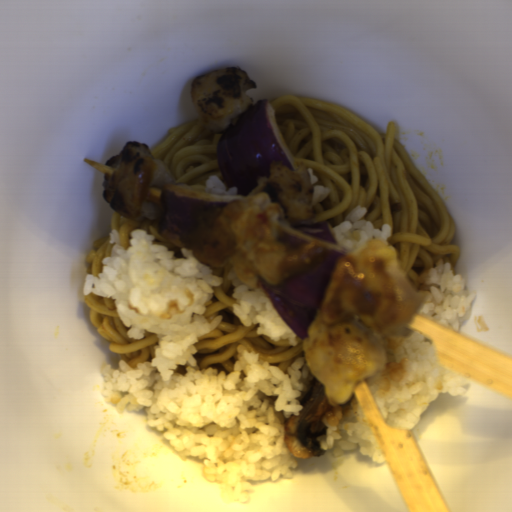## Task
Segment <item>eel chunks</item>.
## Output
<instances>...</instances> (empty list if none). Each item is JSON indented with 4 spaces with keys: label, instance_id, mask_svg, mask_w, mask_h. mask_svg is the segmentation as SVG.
Listing matches in <instances>:
<instances>
[{
    "label": "eel chunks",
    "instance_id": "obj_1",
    "mask_svg": "<svg viewBox=\"0 0 512 512\" xmlns=\"http://www.w3.org/2000/svg\"><path fill=\"white\" fill-rule=\"evenodd\" d=\"M302 410L286 420L284 434L286 448L295 459L320 457L329 449H322L318 439L327 432L324 416L334 404L328 400L321 380L316 376L303 390L299 399Z\"/></svg>",
    "mask_w": 512,
    "mask_h": 512
}]
</instances>
